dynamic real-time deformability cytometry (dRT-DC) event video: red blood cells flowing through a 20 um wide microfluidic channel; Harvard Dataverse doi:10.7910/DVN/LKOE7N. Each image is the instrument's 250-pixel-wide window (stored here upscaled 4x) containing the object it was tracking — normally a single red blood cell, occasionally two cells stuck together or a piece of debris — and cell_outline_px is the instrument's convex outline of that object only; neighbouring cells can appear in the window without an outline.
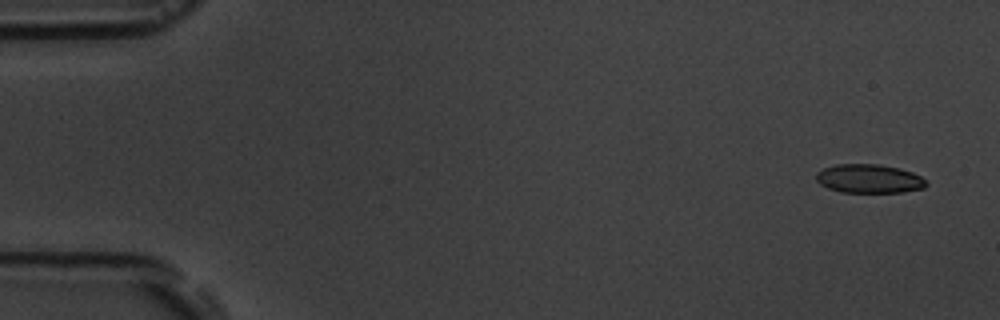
{"species": "common noctule bat (a hibernating species)", "species_latin": "Nyctalus noctula", "temperature_condition": "room temperature", "stored_images_in_passage": 5, "camera_frame_rate_fps": 3000, "um_per_image_px": 0.085, "animal": {"sex": "male", "body_mass_g": 19.5, "forearm_length_mm": 54.6}, "frame": {"image": 1, "passage_image": 1, "time_ms": 0.0, "image_size_px": [1000, 320], "cell_outline_px": [[928, 184], [924, 188], [904, 192], [840, 192], [828, 188], [820, 184], [816, 180], [816, 172], [824, 168], [836, 164], [876, 164], [900, 168], [912, 172], [928, 180]], "centroid_in_image_um": [73.89, 15.19], "position_along_channel_um": 11.1, "area_um2": 18.61}}
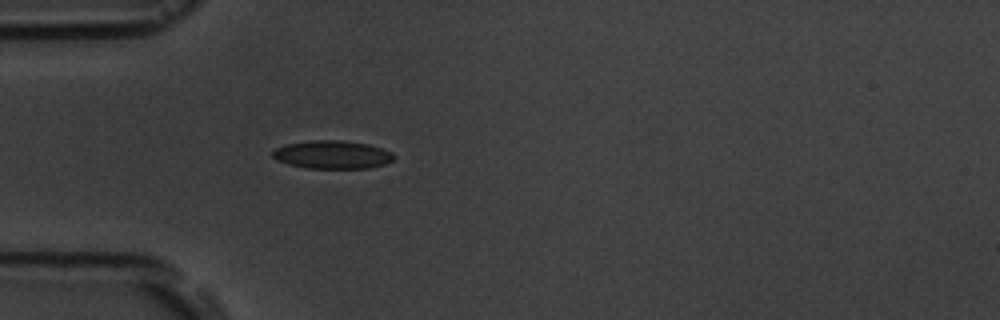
{"frame": {"image": 2, "passage_image": 5, "time_ms": 4.667, "image_size_px": [1000, 320], "cell_outline_px": [[396, 156], [392, 160], [384, 164], [368, 168], [308, 168], [288, 164], [276, 160], [272, 156], [272, 148], [284, 144], [312, 140], [344, 140], [368, 144], [392, 152]], "centroid_in_image_um": [28.2, 13.13], "position_along_channel_um": 56.8, "area_um2": 20.06}}